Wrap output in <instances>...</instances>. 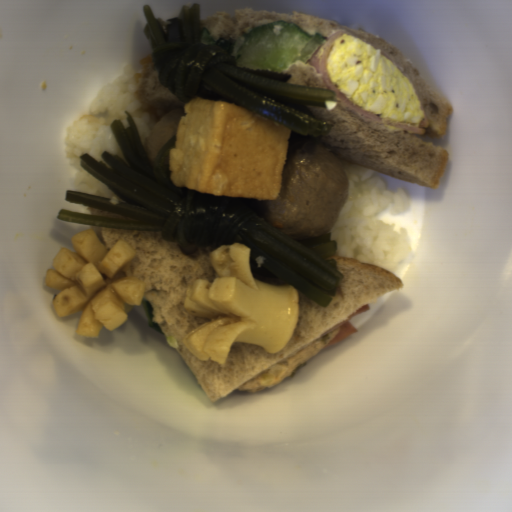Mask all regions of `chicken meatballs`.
I'll use <instances>...</instances> for the list:
<instances>
[{"instance_id": "obj_1", "label": "chicken meatballs", "mask_w": 512, "mask_h": 512, "mask_svg": "<svg viewBox=\"0 0 512 512\" xmlns=\"http://www.w3.org/2000/svg\"><path fill=\"white\" fill-rule=\"evenodd\" d=\"M182 116H187L184 106L163 115L144 142L149 161L156 166L167 165L171 149L176 147L177 132Z\"/></svg>"}]
</instances>
